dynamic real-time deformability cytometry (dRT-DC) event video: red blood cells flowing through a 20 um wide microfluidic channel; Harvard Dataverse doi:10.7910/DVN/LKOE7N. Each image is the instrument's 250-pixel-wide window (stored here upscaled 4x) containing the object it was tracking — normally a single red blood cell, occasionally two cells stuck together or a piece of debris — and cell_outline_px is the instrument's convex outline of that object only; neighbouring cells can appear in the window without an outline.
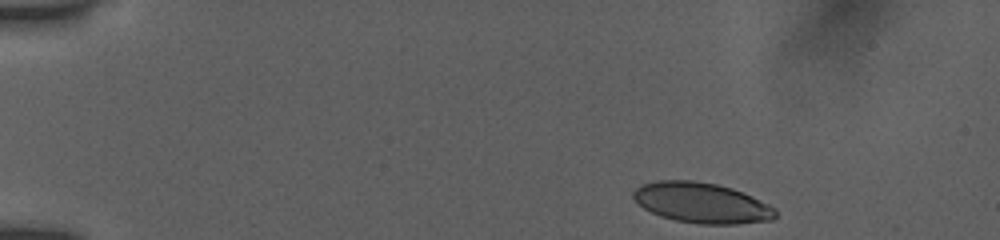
{"species": "human", "species_latin": "Homo sapiens", "temperature_condition": "room temperature", "stored_images_in_passage": 47, "camera_frame_rate_fps": 3000, "um_per_image_px": 0.085, "donor": {"sex": "female"}, "frame": {"image": 1, "passage_image": 1, "time_ms": 0.0, "image_size_px": [1000, 240], "cell_outline_px": [[776, 216], [772, 220], [736, 224], [700, 224], [676, 220], [660, 216], [644, 208], [632, 196], [632, 192], [640, 184], [656, 180], [692, 180], [716, 184], [732, 188], [752, 196], [776, 208]], "centroid_in_image_um": [59.64, 17.23], "position_along_channel_um": 25.4, "area_um2": 33.47}}
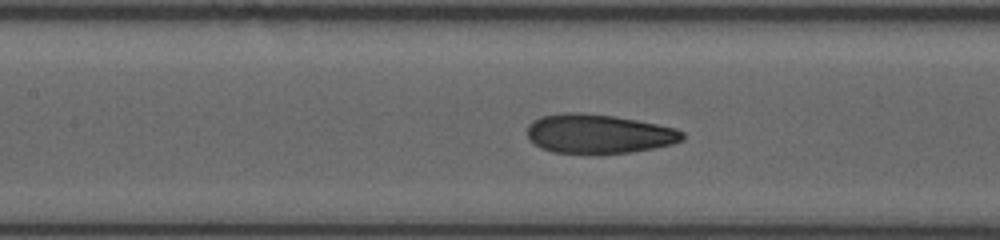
{"frame": {"image": 2, "passage_image": 19, "time_ms": 6.0, "image_size_px": [1000, 240], "cell_outline_px": [[684, 140], [672, 144], [632, 152], [552, 152], [540, 148], [528, 140], [528, 124], [532, 120], [540, 116], [564, 112], [580, 112], [612, 116], [636, 120], [676, 128], [684, 132]], "centroid_in_image_um": [50.85, 11.35], "position_along_channel_um": 156.5, "area_um2": 35.2}}
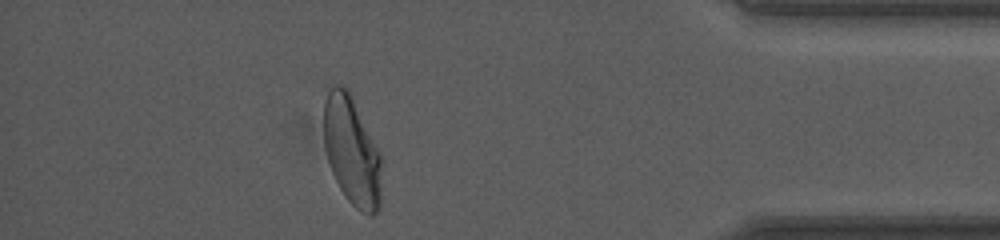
{"frame": {"image": 3, "passage_image": 41, "time_ms": 13.333, "image_size_px": [1000, 240], "cell_outline_px": [[380, 204], [376, 212], [372, 216], [368, 216], [360, 212], [344, 196], [332, 172], [324, 148], [324, 100], [328, 92], [336, 84], [348, 88], [380, 152]], "centroid_in_image_um": [29.9, 12.85], "position_along_channel_um": 405.3, "area_um2": 36.53}, "authors_computed_cell_mechanics": {"area_um2": 35.4892, "velocity_mm_per_s": 3.8694, "shape_relaxation_time_tau1_ms": 6.8198, "shape_relaxation_time_tau2_ms": 1.0514, "deformation_change_tau1": 0.197, "deformation_change_tau2": 0.0734}}